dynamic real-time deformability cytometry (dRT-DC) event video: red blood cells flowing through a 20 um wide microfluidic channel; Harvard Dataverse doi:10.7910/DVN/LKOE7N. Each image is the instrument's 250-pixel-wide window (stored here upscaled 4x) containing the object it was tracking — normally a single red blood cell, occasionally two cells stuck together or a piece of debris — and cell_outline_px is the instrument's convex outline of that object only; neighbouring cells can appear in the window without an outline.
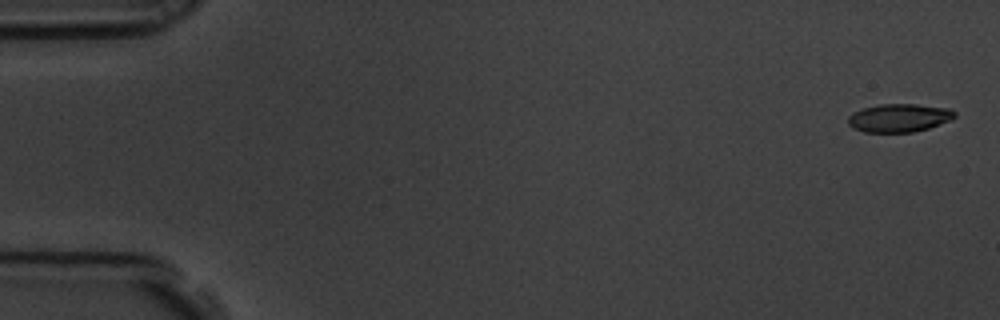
{"species": "common noctule bat (a hibernating species)", "species_latin": "Nyctalus noctula", "temperature_condition": "room temperature", "stored_images_in_passage": 6, "camera_frame_rate_fps": 3000, "um_per_image_px": 0.085, "animal": {"sex": "male", "body_mass_g": 19.5, "forearm_length_mm": 54.6}, "frame": {"image": 1, "passage_image": 1, "time_ms": 0.0, "image_size_px": [1000, 320], "cell_outline_px": [[956, 116], [952, 120], [928, 128], [912, 132], [864, 132], [852, 128], [848, 124], [848, 116], [852, 112], [864, 108], [880, 104], [916, 104], [948, 108], [956, 112]], "centroid_in_image_um": [76.42, 10.02], "position_along_channel_um": 8.6, "area_um2": 17.63}}
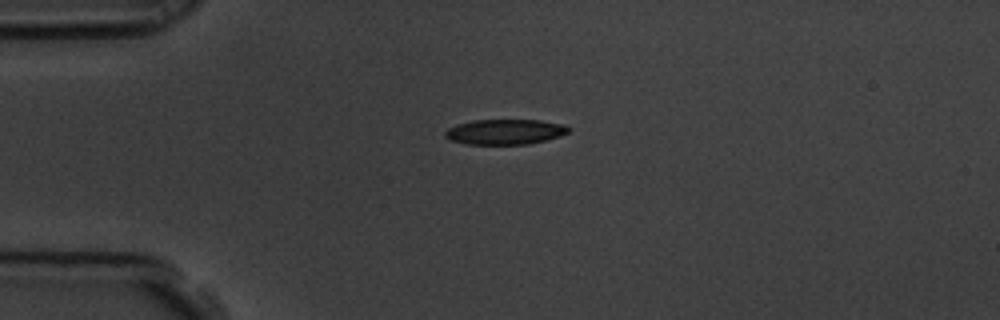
{"frame": {"image": 2, "passage_image": 4, "time_ms": 1.0, "image_size_px": [1000, 320], "cell_outline_px": [[572, 128], [568, 132], [560, 136], [528, 144], [464, 144], [452, 140], [444, 136], [444, 132], [448, 128], [456, 124], [472, 120], [540, 120], [564, 124]], "centroid_in_image_um": [42.92, 11.2], "position_along_channel_um": 42.1, "area_um2": 18.21}}
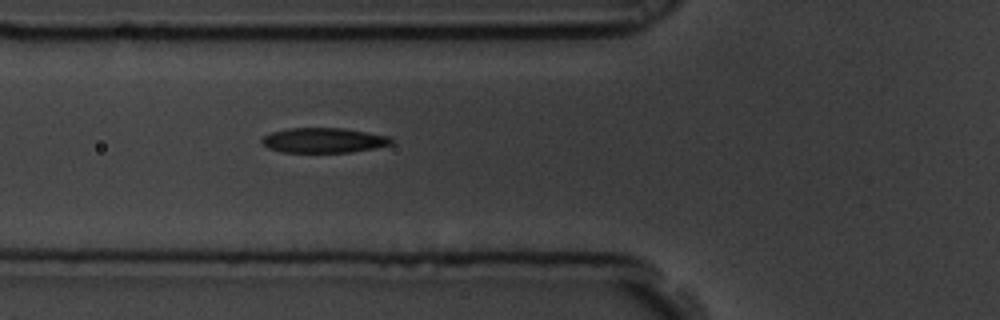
{"frame": {"image": 3, "passage_image": 6, "time_ms": 1.667, "image_size_px": [1000, 320], "cell_outline_px": [[396, 140], [392, 144], [376, 148], [348, 152], [280, 152], [268, 148], [260, 144], [260, 140], [264, 136], [272, 132], [288, 128], [344, 128], [388, 136]], "centroid_in_image_um": [27.5, 11.93], "position_along_channel_um": 98.3, "area_um2": 18.96}}